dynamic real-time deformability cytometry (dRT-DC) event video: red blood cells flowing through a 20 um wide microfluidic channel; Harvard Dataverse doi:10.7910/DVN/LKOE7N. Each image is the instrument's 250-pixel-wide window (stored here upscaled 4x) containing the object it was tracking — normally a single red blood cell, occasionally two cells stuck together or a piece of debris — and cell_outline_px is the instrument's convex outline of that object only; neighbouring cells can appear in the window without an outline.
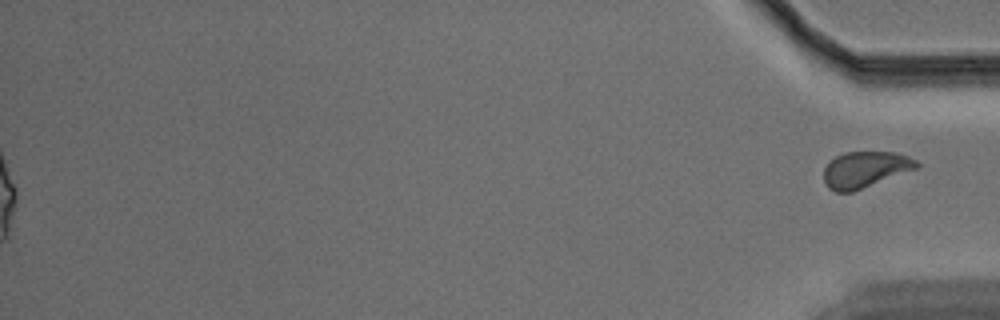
{"species": "Egyptian fruit bat (a non-hibernating species)", "species_latin": "Rousettus aegyptiacus", "temperature_condition": "warm", "stored_images_in_passage": 53, "segment_of_instrument_passage": [2, 2], "camera_frame_rate_fps": 3000, "um_per_image_px": 0.085, "animal": {"sex": "male"}, "frame": {"image": 1, "passage_image": 53, "time_ms": 17.333, "image_size_px": [1000, 320], "cell_outline_px": [[920, 168], [852, 192], [836, 192], [828, 188], [824, 184], [824, 168], [828, 160], [844, 152], [896, 152], [908, 156], [916, 160], [920, 164]], "centroid_in_image_um": [73.54, 14.41], "position_along_channel_um": 361.7, "area_um2": 19.94}}